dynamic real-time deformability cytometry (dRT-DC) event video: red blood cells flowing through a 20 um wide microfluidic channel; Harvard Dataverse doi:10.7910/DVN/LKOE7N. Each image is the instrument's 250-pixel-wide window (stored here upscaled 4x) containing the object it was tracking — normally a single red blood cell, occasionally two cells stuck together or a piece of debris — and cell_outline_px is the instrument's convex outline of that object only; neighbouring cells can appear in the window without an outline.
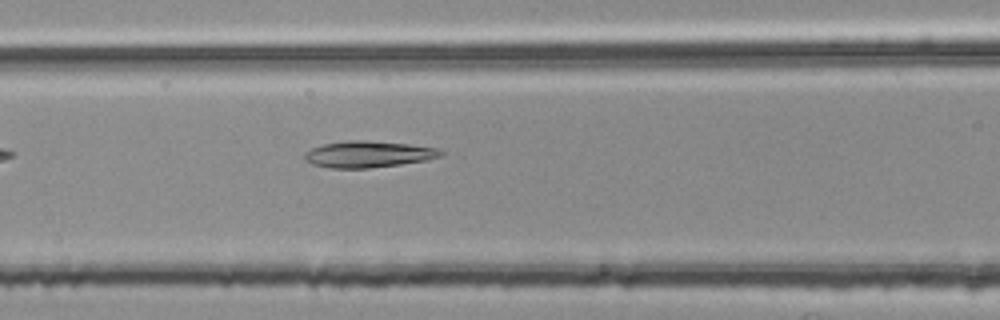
{"species": "common noctule bat (a hibernating species)", "species_latin": "Nyctalus noctula", "temperature_condition": "room temperature", "stored_images_in_passage": 4, "camera_frame_rate_fps": 3000, "um_per_image_px": 0.085, "animal": {"sex": "female", "body_mass_g": 25.1}, "frame": {"image": 1, "passage_image": 4, "time_ms": 1.0, "image_size_px": [1000, 320], "cell_outline_px": [[444, 152], [440, 156], [428, 160], [400, 164], [368, 168], [332, 168], [312, 164], [304, 160], [304, 152], [312, 148], [324, 144], [344, 140], [364, 140], [408, 144], [440, 148]], "centroid_in_image_um": [31.3, 13.1], "position_along_channel_um": 135.3, "area_um2": 21.04}}